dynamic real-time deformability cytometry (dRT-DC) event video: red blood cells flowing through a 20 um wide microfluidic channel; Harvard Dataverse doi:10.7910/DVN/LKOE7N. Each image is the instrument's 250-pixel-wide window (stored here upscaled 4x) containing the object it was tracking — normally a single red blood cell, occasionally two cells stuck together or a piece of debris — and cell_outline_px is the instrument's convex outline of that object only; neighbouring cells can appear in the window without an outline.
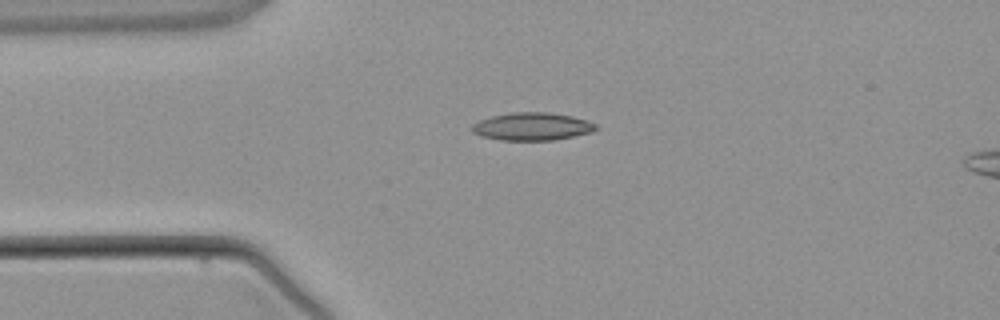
{"species": "common noctule bat (a hibernating species)", "species_latin": "Nyctalus noctula", "temperature_condition": "warm", "stored_images_in_passage": 1, "camera_frame_rate_fps": 3000, "um_per_image_px": 0.085, "animal": {"sex": "male", "body_mass_g": 21.5, "forearm_length_mm": 52.0}, "frame": {"image": 1, "passage_image": 1, "time_ms": 0.0, "image_size_px": [1000, 320], "cell_outline_px": [[600, 128], [592, 132], [552, 140], [500, 140], [480, 136], [472, 132], [472, 124], [480, 120], [492, 116], [512, 112], [548, 112], [572, 116], [596, 124]], "centroid_in_image_um": [45.22, 10.75], "position_along_channel_um": 39.8, "area_um2": 20.0}}